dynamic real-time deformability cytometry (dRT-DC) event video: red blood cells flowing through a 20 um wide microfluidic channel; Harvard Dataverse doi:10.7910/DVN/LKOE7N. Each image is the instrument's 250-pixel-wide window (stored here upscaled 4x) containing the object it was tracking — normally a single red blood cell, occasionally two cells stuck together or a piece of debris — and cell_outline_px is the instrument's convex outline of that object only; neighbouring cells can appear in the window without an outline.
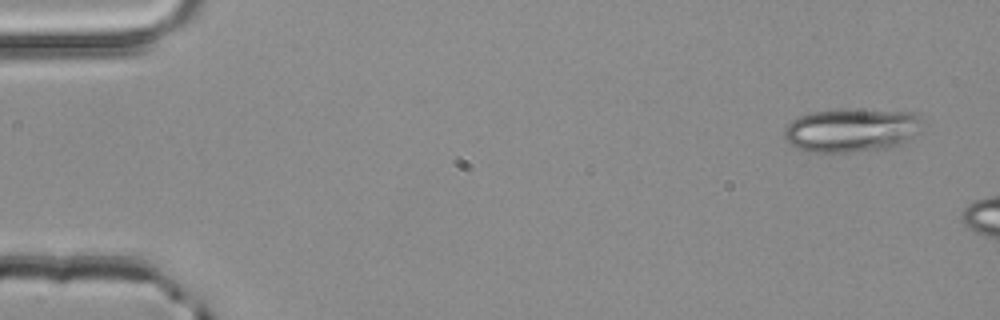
{"species": "common noctule bat (a hibernating species)", "species_latin": "Nyctalus noctula", "temperature_condition": "room temperature", "stored_images_in_passage": 7, "camera_frame_rate_fps": 3000, "um_per_image_px": 0.085, "animal": {"sex": "male", "body_mass_g": 20.4}, "frame": {"image": 1, "passage_image": 1, "time_ms": 0.0, "image_size_px": [1000, 320], "cell_outline_px": [[920, 132], [900, 144], [888, 148], [848, 152], [808, 152], [788, 144], [784, 140], [784, 128], [792, 120], [800, 116], [812, 112], [916, 112]], "centroid_in_image_um": [72.29, 11.13], "position_along_channel_um": 12.7, "area_um2": 33.81}}